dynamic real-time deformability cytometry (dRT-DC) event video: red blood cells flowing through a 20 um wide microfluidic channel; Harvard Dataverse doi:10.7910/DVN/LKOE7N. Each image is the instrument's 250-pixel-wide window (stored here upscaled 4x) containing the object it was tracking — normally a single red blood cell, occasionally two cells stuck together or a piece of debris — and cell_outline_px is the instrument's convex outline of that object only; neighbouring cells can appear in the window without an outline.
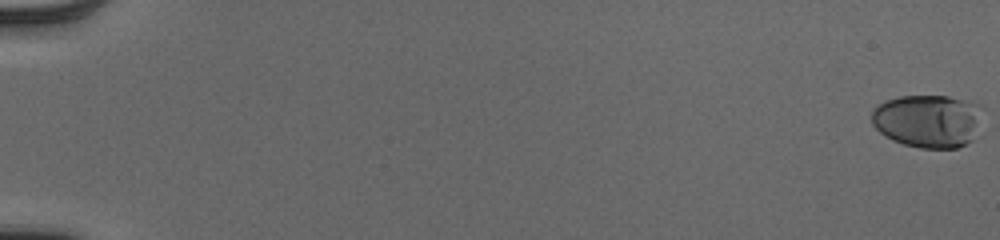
{"species": "human", "species_latin": "Homo sapiens", "temperature_condition": "cold", "stored_images_in_passage": 25, "camera_frame_rate_fps": 3000, "um_per_image_px": 0.085, "donor": {"sex": "male"}, "frame": {"image": 1, "passage_image": 1, "time_ms": 0.0, "image_size_px": [1000, 240], "cell_outline_px": [[984, 108], [972, 140], [956, 148], [920, 148], [904, 144], [892, 140], [884, 136], [872, 124], [872, 108], [884, 100], [900, 96], [948, 96], [972, 100], [984, 104]], "centroid_in_image_um": [78.89, 10.25], "position_along_channel_um": 6.1, "area_um2": 34.85}}
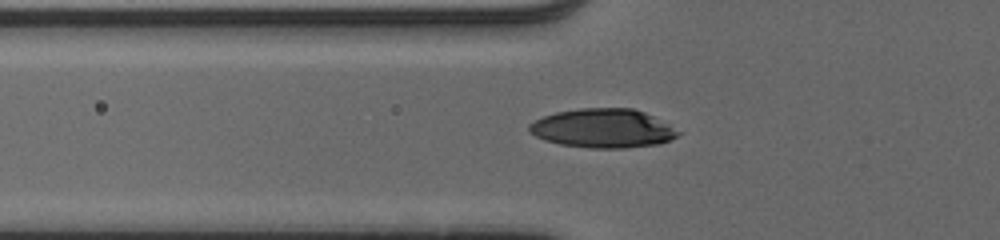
{"frame": {"image": 2, "passage_image": 22, "time_ms": 7.0, "image_size_px": [1000, 240], "cell_outline_px": [[680, 132], [676, 136], [660, 144], [624, 148], [588, 148], [560, 144], [544, 140], [528, 132], [528, 124], [544, 116], [556, 112], [580, 108], [632, 108], [644, 112], [652, 116]], "centroid_in_image_um": [51.19, 10.91], "position_along_channel_um": 74.6, "area_um2": 33.58}}
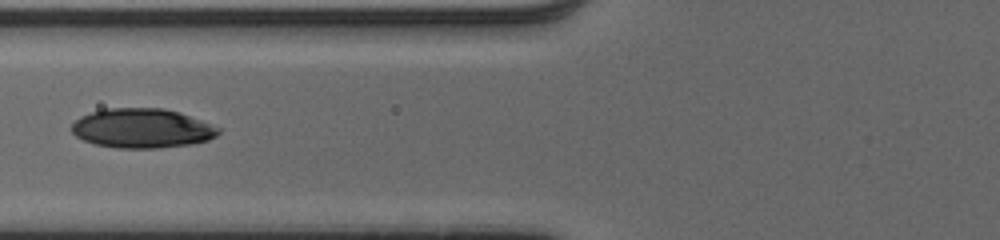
{"frame": {"image": 3, "passage_image": 25, "time_ms": 8.0, "image_size_px": [1000, 240], "cell_outline_px": [[220, 132], [216, 136], [208, 140], [192, 144], [160, 148], [116, 148], [96, 144], [84, 140], [76, 136], [72, 132], [72, 124], [80, 116], [104, 108], [164, 108], [180, 112], [220, 128]], "centroid_in_image_um": [12.08, 10.9], "position_along_channel_um": 113.7, "area_um2": 33.76}}